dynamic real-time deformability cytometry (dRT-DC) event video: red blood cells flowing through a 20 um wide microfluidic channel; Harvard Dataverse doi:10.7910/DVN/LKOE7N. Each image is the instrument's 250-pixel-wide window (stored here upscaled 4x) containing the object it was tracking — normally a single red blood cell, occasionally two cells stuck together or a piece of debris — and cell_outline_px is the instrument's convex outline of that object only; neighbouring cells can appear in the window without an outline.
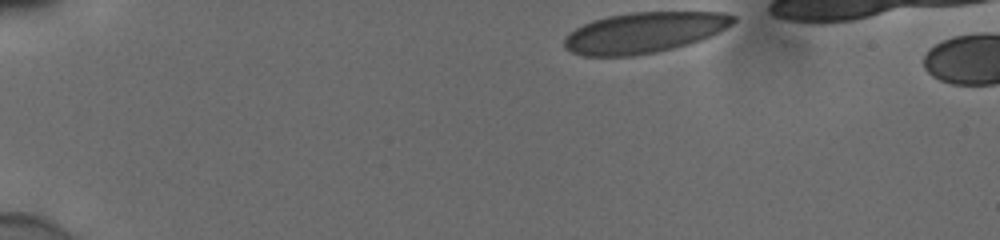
{"species": "human", "species_latin": "Homo sapiens", "temperature_condition": "cold", "stored_images_in_passage": 4, "camera_frame_rate_fps": 3000, "um_per_image_px": 0.085, "donor": {"sex": "male"}, "frame": {"image": 1, "passage_image": 1, "time_ms": 0.0, "image_size_px": [1000, 240], "cell_outline_px": [[736, 20], [732, 24], [700, 40], [688, 44], [656, 52], [632, 56], [584, 56], [572, 52], [564, 48], [564, 36], [568, 32], [592, 20], [608, 16], [632, 12], [724, 12], [736, 16]], "centroid_in_image_um": [54.71, 2.76], "position_along_channel_um": 30.3, "area_um2": 39.94}}